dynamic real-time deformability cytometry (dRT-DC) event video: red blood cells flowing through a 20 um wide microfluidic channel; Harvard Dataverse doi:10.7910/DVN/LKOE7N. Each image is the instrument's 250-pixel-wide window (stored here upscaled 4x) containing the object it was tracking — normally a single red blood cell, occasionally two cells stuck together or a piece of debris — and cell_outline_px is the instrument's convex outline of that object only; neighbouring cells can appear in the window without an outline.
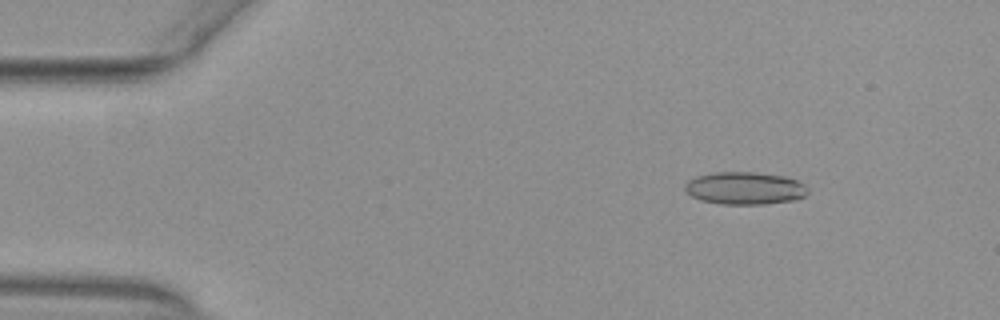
{"species": "common noctule bat (a hibernating species)", "species_latin": "Nyctalus noctula", "temperature_condition": "warm", "stored_images_in_passage": 49, "segment_of_instrument_passage": [1, 2], "camera_frame_rate_fps": 3000, "um_per_image_px": 0.085, "animal": {"sex": "female", "body_mass_g": 29.2, "forearm_length_mm": 56.3}, "frame": {"image": 1, "passage_image": 2, "time_ms": 0.333, "image_size_px": [1000, 320], "cell_outline_px": [[808, 192], [804, 196], [796, 200], [764, 204], [724, 204], [700, 200], [692, 196], [684, 188], [684, 184], [688, 180], [696, 176], [716, 172], [756, 172], [784, 176], [796, 180], [804, 184], [808, 188]], "centroid_in_image_um": [63.32, 15.99], "position_along_channel_um": 21.7, "area_um2": 23.35}}
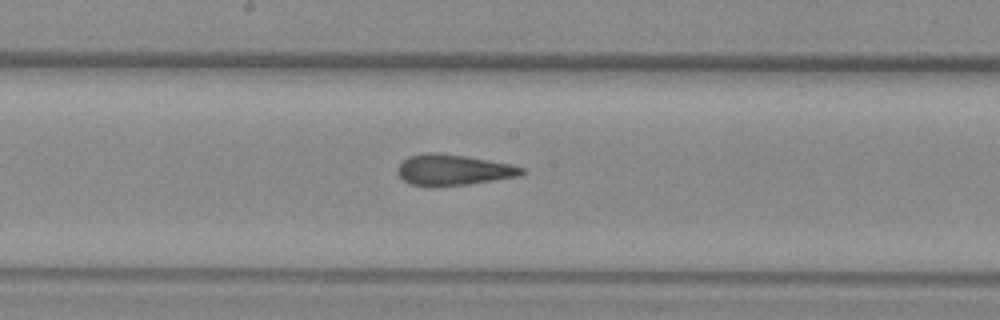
{"frame": {"image": 2, "passage_image": 23, "time_ms": 7.333, "image_size_px": [1000, 320], "cell_outline_px": [[524, 172], [520, 176], [468, 184], [432, 188], [408, 184], [396, 172], [396, 168], [408, 156], [424, 152], [440, 152], [512, 164], [524, 168]], "centroid_in_image_um": [38.47, 14.45], "position_along_channel_um": 209.7, "area_um2": 22.72}}
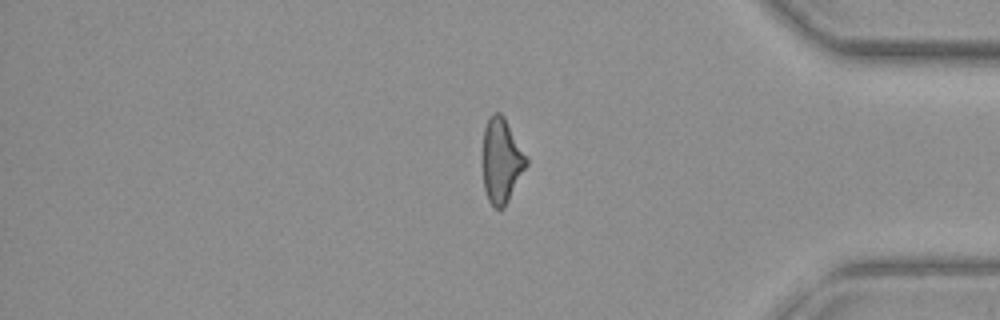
{"frame": {"image": 3, "passage_image": 39, "time_ms": 12.667, "image_size_px": [1000, 320], "cell_outline_px": [[528, 164], [504, 208], [496, 208], [488, 200], [484, 188], [484, 128], [492, 112], [500, 112], [504, 116], [528, 160]], "centroid_in_image_um": [42.63, 13.65], "position_along_channel_um": 392.6, "area_um2": 21.04}}